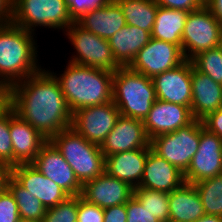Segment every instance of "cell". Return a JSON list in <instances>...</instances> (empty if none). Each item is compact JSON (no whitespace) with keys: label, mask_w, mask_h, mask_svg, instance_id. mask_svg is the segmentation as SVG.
Masks as SVG:
<instances>
[{"label":"cell","mask_w":222,"mask_h":222,"mask_svg":"<svg viewBox=\"0 0 222 222\" xmlns=\"http://www.w3.org/2000/svg\"><path fill=\"white\" fill-rule=\"evenodd\" d=\"M10 107L47 140L70 128V111L60 84L46 68L9 88Z\"/></svg>","instance_id":"obj_1"},{"label":"cell","mask_w":222,"mask_h":222,"mask_svg":"<svg viewBox=\"0 0 222 222\" xmlns=\"http://www.w3.org/2000/svg\"><path fill=\"white\" fill-rule=\"evenodd\" d=\"M35 35L12 22L0 25L1 87L10 88L42 69Z\"/></svg>","instance_id":"obj_2"},{"label":"cell","mask_w":222,"mask_h":222,"mask_svg":"<svg viewBox=\"0 0 222 222\" xmlns=\"http://www.w3.org/2000/svg\"><path fill=\"white\" fill-rule=\"evenodd\" d=\"M49 71L58 80L72 113L85 107L112 101L114 72L81 66L69 61L64 73L56 74L54 70Z\"/></svg>","instance_id":"obj_3"},{"label":"cell","mask_w":222,"mask_h":222,"mask_svg":"<svg viewBox=\"0 0 222 222\" xmlns=\"http://www.w3.org/2000/svg\"><path fill=\"white\" fill-rule=\"evenodd\" d=\"M156 100L152 78L129 67L114 72L112 101L120 115L144 121Z\"/></svg>","instance_id":"obj_4"},{"label":"cell","mask_w":222,"mask_h":222,"mask_svg":"<svg viewBox=\"0 0 222 222\" xmlns=\"http://www.w3.org/2000/svg\"><path fill=\"white\" fill-rule=\"evenodd\" d=\"M49 141L63 155L82 185L105 172V156L100 146L90 143L71 127Z\"/></svg>","instance_id":"obj_5"},{"label":"cell","mask_w":222,"mask_h":222,"mask_svg":"<svg viewBox=\"0 0 222 222\" xmlns=\"http://www.w3.org/2000/svg\"><path fill=\"white\" fill-rule=\"evenodd\" d=\"M11 22L35 33L37 27L65 32L74 21L70 17L66 0H13Z\"/></svg>","instance_id":"obj_6"},{"label":"cell","mask_w":222,"mask_h":222,"mask_svg":"<svg viewBox=\"0 0 222 222\" xmlns=\"http://www.w3.org/2000/svg\"><path fill=\"white\" fill-rule=\"evenodd\" d=\"M63 33L75 50L69 62L109 72H115L121 67L114 59L107 39L84 29L77 22H73Z\"/></svg>","instance_id":"obj_7"},{"label":"cell","mask_w":222,"mask_h":222,"mask_svg":"<svg viewBox=\"0 0 222 222\" xmlns=\"http://www.w3.org/2000/svg\"><path fill=\"white\" fill-rule=\"evenodd\" d=\"M204 128L201 120H194L178 130L156 136L150 140L151 149L184 173L198 151L200 133Z\"/></svg>","instance_id":"obj_8"},{"label":"cell","mask_w":222,"mask_h":222,"mask_svg":"<svg viewBox=\"0 0 222 222\" xmlns=\"http://www.w3.org/2000/svg\"><path fill=\"white\" fill-rule=\"evenodd\" d=\"M222 45V24L203 5L190 11L182 33V51L185 59L191 60L199 52Z\"/></svg>","instance_id":"obj_9"},{"label":"cell","mask_w":222,"mask_h":222,"mask_svg":"<svg viewBox=\"0 0 222 222\" xmlns=\"http://www.w3.org/2000/svg\"><path fill=\"white\" fill-rule=\"evenodd\" d=\"M120 112L113 101L72 113L71 128L90 143L101 146L114 128Z\"/></svg>","instance_id":"obj_10"},{"label":"cell","mask_w":222,"mask_h":222,"mask_svg":"<svg viewBox=\"0 0 222 222\" xmlns=\"http://www.w3.org/2000/svg\"><path fill=\"white\" fill-rule=\"evenodd\" d=\"M185 60L180 46L151 37L128 67L133 71L153 78L177 67Z\"/></svg>","instance_id":"obj_11"},{"label":"cell","mask_w":222,"mask_h":222,"mask_svg":"<svg viewBox=\"0 0 222 222\" xmlns=\"http://www.w3.org/2000/svg\"><path fill=\"white\" fill-rule=\"evenodd\" d=\"M183 174L185 182L191 184L222 174V139L203 128L198 151Z\"/></svg>","instance_id":"obj_12"},{"label":"cell","mask_w":222,"mask_h":222,"mask_svg":"<svg viewBox=\"0 0 222 222\" xmlns=\"http://www.w3.org/2000/svg\"><path fill=\"white\" fill-rule=\"evenodd\" d=\"M40 173L51 179L70 196H80L82 184L63 155L48 140L31 163Z\"/></svg>","instance_id":"obj_13"},{"label":"cell","mask_w":222,"mask_h":222,"mask_svg":"<svg viewBox=\"0 0 222 222\" xmlns=\"http://www.w3.org/2000/svg\"><path fill=\"white\" fill-rule=\"evenodd\" d=\"M192 61L185 60L177 67L167 70L152 78L158 100L191 107Z\"/></svg>","instance_id":"obj_14"},{"label":"cell","mask_w":222,"mask_h":222,"mask_svg":"<svg viewBox=\"0 0 222 222\" xmlns=\"http://www.w3.org/2000/svg\"><path fill=\"white\" fill-rule=\"evenodd\" d=\"M149 147L150 140L145 132L144 122L122 115L118 117L114 128L100 146L105 157L114 153Z\"/></svg>","instance_id":"obj_15"},{"label":"cell","mask_w":222,"mask_h":222,"mask_svg":"<svg viewBox=\"0 0 222 222\" xmlns=\"http://www.w3.org/2000/svg\"><path fill=\"white\" fill-rule=\"evenodd\" d=\"M134 188L127 182L109 176L106 172L82 185L81 197L100 208L126 204Z\"/></svg>","instance_id":"obj_16"},{"label":"cell","mask_w":222,"mask_h":222,"mask_svg":"<svg viewBox=\"0 0 222 222\" xmlns=\"http://www.w3.org/2000/svg\"><path fill=\"white\" fill-rule=\"evenodd\" d=\"M194 120L189 107L157 99L143 122L147 137L151 140L185 127Z\"/></svg>","instance_id":"obj_17"},{"label":"cell","mask_w":222,"mask_h":222,"mask_svg":"<svg viewBox=\"0 0 222 222\" xmlns=\"http://www.w3.org/2000/svg\"><path fill=\"white\" fill-rule=\"evenodd\" d=\"M11 176L34 197H37L46 209L58 205L70 196L31 163L12 166Z\"/></svg>","instance_id":"obj_18"},{"label":"cell","mask_w":222,"mask_h":222,"mask_svg":"<svg viewBox=\"0 0 222 222\" xmlns=\"http://www.w3.org/2000/svg\"><path fill=\"white\" fill-rule=\"evenodd\" d=\"M10 135L13 148V166L30 164L48 141L28 122L23 121L10 107Z\"/></svg>","instance_id":"obj_19"},{"label":"cell","mask_w":222,"mask_h":222,"mask_svg":"<svg viewBox=\"0 0 222 222\" xmlns=\"http://www.w3.org/2000/svg\"><path fill=\"white\" fill-rule=\"evenodd\" d=\"M184 182V174L177 167L156 154L150 146L138 187L171 193Z\"/></svg>","instance_id":"obj_20"},{"label":"cell","mask_w":222,"mask_h":222,"mask_svg":"<svg viewBox=\"0 0 222 222\" xmlns=\"http://www.w3.org/2000/svg\"><path fill=\"white\" fill-rule=\"evenodd\" d=\"M191 113L196 120H202L209 113L222 108V85L208 75L198 71L192 63Z\"/></svg>","instance_id":"obj_21"},{"label":"cell","mask_w":222,"mask_h":222,"mask_svg":"<svg viewBox=\"0 0 222 222\" xmlns=\"http://www.w3.org/2000/svg\"><path fill=\"white\" fill-rule=\"evenodd\" d=\"M148 153L149 148H142L107 156L105 157V172L136 188L140 184Z\"/></svg>","instance_id":"obj_22"},{"label":"cell","mask_w":222,"mask_h":222,"mask_svg":"<svg viewBox=\"0 0 222 222\" xmlns=\"http://www.w3.org/2000/svg\"><path fill=\"white\" fill-rule=\"evenodd\" d=\"M76 22L84 29L107 40L126 25L123 10L116 0H112L105 7L88 11Z\"/></svg>","instance_id":"obj_23"},{"label":"cell","mask_w":222,"mask_h":222,"mask_svg":"<svg viewBox=\"0 0 222 222\" xmlns=\"http://www.w3.org/2000/svg\"><path fill=\"white\" fill-rule=\"evenodd\" d=\"M206 215L196 187L184 182L169 193V222H195Z\"/></svg>","instance_id":"obj_24"},{"label":"cell","mask_w":222,"mask_h":222,"mask_svg":"<svg viewBox=\"0 0 222 222\" xmlns=\"http://www.w3.org/2000/svg\"><path fill=\"white\" fill-rule=\"evenodd\" d=\"M150 38L151 34L148 31L125 25L108 41L116 62L121 67H128Z\"/></svg>","instance_id":"obj_25"},{"label":"cell","mask_w":222,"mask_h":222,"mask_svg":"<svg viewBox=\"0 0 222 222\" xmlns=\"http://www.w3.org/2000/svg\"><path fill=\"white\" fill-rule=\"evenodd\" d=\"M189 12L158 6L151 37L182 48V33Z\"/></svg>","instance_id":"obj_26"},{"label":"cell","mask_w":222,"mask_h":222,"mask_svg":"<svg viewBox=\"0 0 222 222\" xmlns=\"http://www.w3.org/2000/svg\"><path fill=\"white\" fill-rule=\"evenodd\" d=\"M116 1L123 10L126 25L141 28L151 34L158 8V4L155 0Z\"/></svg>","instance_id":"obj_27"},{"label":"cell","mask_w":222,"mask_h":222,"mask_svg":"<svg viewBox=\"0 0 222 222\" xmlns=\"http://www.w3.org/2000/svg\"><path fill=\"white\" fill-rule=\"evenodd\" d=\"M7 189L17 202L20 219L31 222H42L46 213V207L23 188L12 176L7 181Z\"/></svg>","instance_id":"obj_28"},{"label":"cell","mask_w":222,"mask_h":222,"mask_svg":"<svg viewBox=\"0 0 222 222\" xmlns=\"http://www.w3.org/2000/svg\"><path fill=\"white\" fill-rule=\"evenodd\" d=\"M193 185L200 195L206 215L222 217V174Z\"/></svg>","instance_id":"obj_29"},{"label":"cell","mask_w":222,"mask_h":222,"mask_svg":"<svg viewBox=\"0 0 222 222\" xmlns=\"http://www.w3.org/2000/svg\"><path fill=\"white\" fill-rule=\"evenodd\" d=\"M133 196L160 222H169V193L136 187Z\"/></svg>","instance_id":"obj_30"},{"label":"cell","mask_w":222,"mask_h":222,"mask_svg":"<svg viewBox=\"0 0 222 222\" xmlns=\"http://www.w3.org/2000/svg\"><path fill=\"white\" fill-rule=\"evenodd\" d=\"M191 61L198 71L222 85V45L199 52Z\"/></svg>","instance_id":"obj_31"},{"label":"cell","mask_w":222,"mask_h":222,"mask_svg":"<svg viewBox=\"0 0 222 222\" xmlns=\"http://www.w3.org/2000/svg\"><path fill=\"white\" fill-rule=\"evenodd\" d=\"M78 196H69L63 202L46 210L42 222H77Z\"/></svg>","instance_id":"obj_32"},{"label":"cell","mask_w":222,"mask_h":222,"mask_svg":"<svg viewBox=\"0 0 222 222\" xmlns=\"http://www.w3.org/2000/svg\"><path fill=\"white\" fill-rule=\"evenodd\" d=\"M0 162L13 166V148L10 135V107L0 116Z\"/></svg>","instance_id":"obj_33"},{"label":"cell","mask_w":222,"mask_h":222,"mask_svg":"<svg viewBox=\"0 0 222 222\" xmlns=\"http://www.w3.org/2000/svg\"><path fill=\"white\" fill-rule=\"evenodd\" d=\"M112 0H66L70 17L74 22L93 9L105 7Z\"/></svg>","instance_id":"obj_34"},{"label":"cell","mask_w":222,"mask_h":222,"mask_svg":"<svg viewBox=\"0 0 222 222\" xmlns=\"http://www.w3.org/2000/svg\"><path fill=\"white\" fill-rule=\"evenodd\" d=\"M19 220L17 202L6 188L0 193V222H18Z\"/></svg>","instance_id":"obj_35"},{"label":"cell","mask_w":222,"mask_h":222,"mask_svg":"<svg viewBox=\"0 0 222 222\" xmlns=\"http://www.w3.org/2000/svg\"><path fill=\"white\" fill-rule=\"evenodd\" d=\"M104 209L78 196L77 222H103Z\"/></svg>","instance_id":"obj_36"},{"label":"cell","mask_w":222,"mask_h":222,"mask_svg":"<svg viewBox=\"0 0 222 222\" xmlns=\"http://www.w3.org/2000/svg\"><path fill=\"white\" fill-rule=\"evenodd\" d=\"M127 222H160L132 196L126 203Z\"/></svg>","instance_id":"obj_37"},{"label":"cell","mask_w":222,"mask_h":222,"mask_svg":"<svg viewBox=\"0 0 222 222\" xmlns=\"http://www.w3.org/2000/svg\"><path fill=\"white\" fill-rule=\"evenodd\" d=\"M158 6L182 11H194L204 5V0H155Z\"/></svg>","instance_id":"obj_38"},{"label":"cell","mask_w":222,"mask_h":222,"mask_svg":"<svg viewBox=\"0 0 222 222\" xmlns=\"http://www.w3.org/2000/svg\"><path fill=\"white\" fill-rule=\"evenodd\" d=\"M201 121L204 125V128L216 134L222 139V108H219L216 111L209 113Z\"/></svg>","instance_id":"obj_39"},{"label":"cell","mask_w":222,"mask_h":222,"mask_svg":"<svg viewBox=\"0 0 222 222\" xmlns=\"http://www.w3.org/2000/svg\"><path fill=\"white\" fill-rule=\"evenodd\" d=\"M103 222H127L126 204L104 208Z\"/></svg>","instance_id":"obj_40"},{"label":"cell","mask_w":222,"mask_h":222,"mask_svg":"<svg viewBox=\"0 0 222 222\" xmlns=\"http://www.w3.org/2000/svg\"><path fill=\"white\" fill-rule=\"evenodd\" d=\"M13 0H0V25L11 23Z\"/></svg>","instance_id":"obj_41"},{"label":"cell","mask_w":222,"mask_h":222,"mask_svg":"<svg viewBox=\"0 0 222 222\" xmlns=\"http://www.w3.org/2000/svg\"><path fill=\"white\" fill-rule=\"evenodd\" d=\"M204 5L212 12L214 17L222 24V0H204Z\"/></svg>","instance_id":"obj_42"},{"label":"cell","mask_w":222,"mask_h":222,"mask_svg":"<svg viewBox=\"0 0 222 222\" xmlns=\"http://www.w3.org/2000/svg\"><path fill=\"white\" fill-rule=\"evenodd\" d=\"M11 176V167L0 162V193L7 188V181Z\"/></svg>","instance_id":"obj_43"},{"label":"cell","mask_w":222,"mask_h":222,"mask_svg":"<svg viewBox=\"0 0 222 222\" xmlns=\"http://www.w3.org/2000/svg\"><path fill=\"white\" fill-rule=\"evenodd\" d=\"M10 107L9 88L0 86V116Z\"/></svg>","instance_id":"obj_44"},{"label":"cell","mask_w":222,"mask_h":222,"mask_svg":"<svg viewBox=\"0 0 222 222\" xmlns=\"http://www.w3.org/2000/svg\"><path fill=\"white\" fill-rule=\"evenodd\" d=\"M195 222H222V217L214 215H204Z\"/></svg>","instance_id":"obj_45"},{"label":"cell","mask_w":222,"mask_h":222,"mask_svg":"<svg viewBox=\"0 0 222 222\" xmlns=\"http://www.w3.org/2000/svg\"><path fill=\"white\" fill-rule=\"evenodd\" d=\"M18 222H31V221L20 219Z\"/></svg>","instance_id":"obj_46"}]
</instances>
